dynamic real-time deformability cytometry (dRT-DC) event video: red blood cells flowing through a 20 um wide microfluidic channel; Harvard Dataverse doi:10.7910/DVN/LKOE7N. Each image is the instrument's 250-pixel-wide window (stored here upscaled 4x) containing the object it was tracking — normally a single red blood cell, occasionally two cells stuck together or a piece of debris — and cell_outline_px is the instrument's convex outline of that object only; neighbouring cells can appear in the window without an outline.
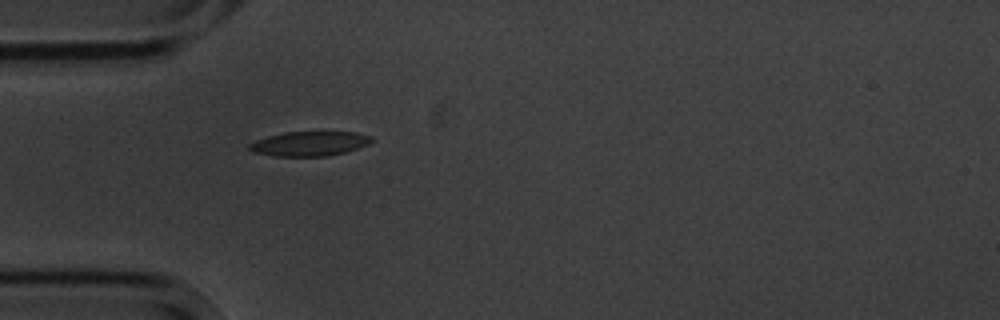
{"species": "common noctule bat (a hibernating species)", "species_latin": "Nyctalus noctula", "temperature_condition": "cold", "stored_images_in_passage": 4, "camera_frame_rate_fps": 3000, "um_per_image_px": 0.085, "animal": {"sex": "male", "body_mass_g": 20.1, "forearm_length_mm": 53.5}, "frame": {"image": 1, "passage_image": 4, "time_ms": 4.333, "image_size_px": [1000, 320], "cell_outline_px": [[372, 140], [368, 144], [344, 152], [328, 156], [276, 156], [252, 152], [248, 148], [248, 144], [256, 140], [268, 136], [284, 132], [356, 132], [372, 136]], "centroid_in_image_um": [26.27, 12.21], "position_along_channel_um": 58.7, "area_um2": 17.4}}